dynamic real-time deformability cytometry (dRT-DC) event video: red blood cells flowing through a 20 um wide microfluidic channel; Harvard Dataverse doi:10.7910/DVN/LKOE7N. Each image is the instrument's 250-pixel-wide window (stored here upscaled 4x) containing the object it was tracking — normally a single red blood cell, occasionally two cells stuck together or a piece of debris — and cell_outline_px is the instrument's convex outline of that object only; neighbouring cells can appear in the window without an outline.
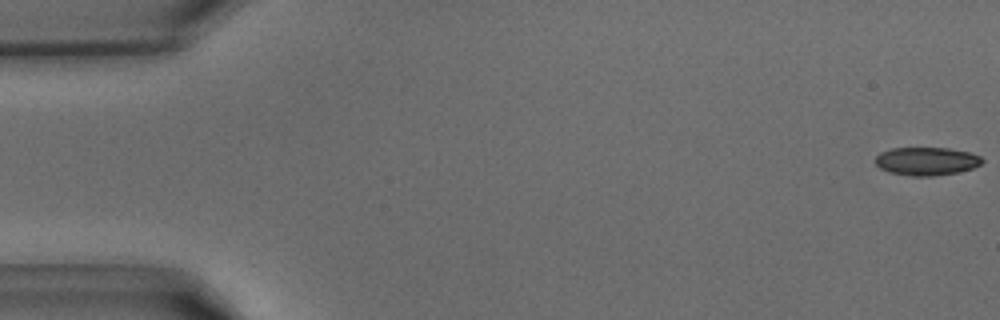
{"species": "common noctule bat (a hibernating species)", "species_latin": "Nyctalus noctula", "temperature_condition": "warm", "stored_images_in_passage": 36, "camera_frame_rate_fps": 3000, "um_per_image_px": 0.085, "animal": {"sex": "male", "body_mass_g": 15.6}, "frame": {"image": 1, "passage_image": 1, "time_ms": 0.0, "image_size_px": [1000, 320], "cell_outline_px": [[984, 160], [980, 164], [972, 168], [956, 172], [932, 176], [912, 176], [888, 172], [880, 168], [876, 164], [876, 156], [880, 152], [892, 148], [948, 148], [968, 152], [980, 156]], "centroid_in_image_um": [78.73, 13.7], "position_along_channel_um": 6.3, "area_um2": 17.4}}
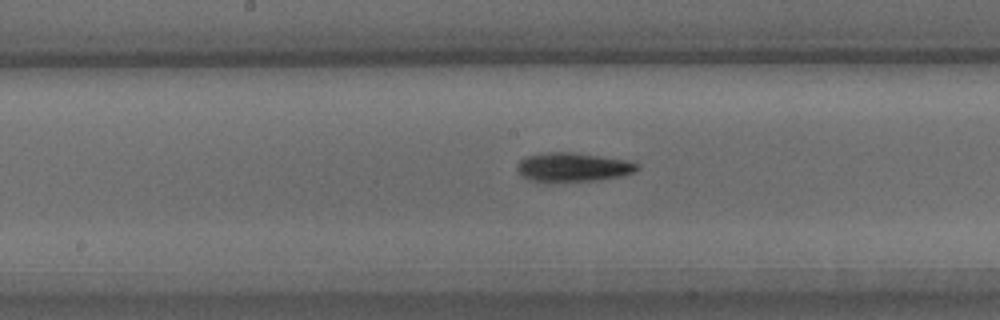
{"frame": {"image": 2, "passage_image": 21, "time_ms": 6.667, "image_size_px": [1000, 320], "cell_outline_px": [[640, 168], [624, 176], [600, 180], [532, 180], [524, 176], [516, 168], [516, 164], [524, 156], [548, 152], [572, 152], [628, 160], [640, 164]], "centroid_in_image_um": [48.76, 14.18], "position_along_channel_um": 199.4, "area_um2": 19.94}}
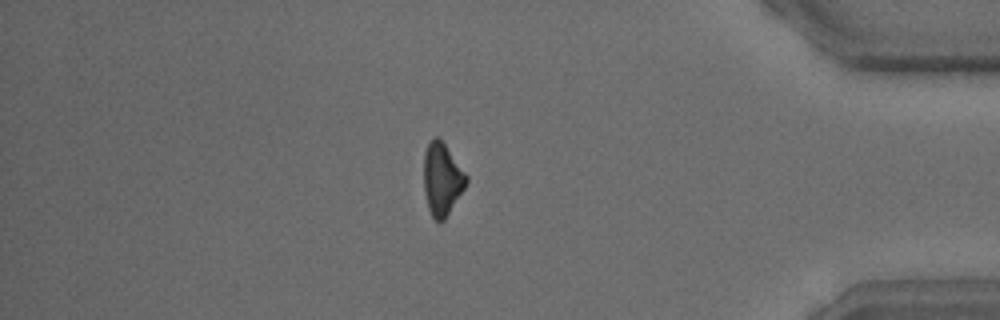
{"frame": {"image": 3, "passage_image": 35, "time_ms": 11.333, "image_size_px": [1000, 320], "cell_outline_px": [[468, 180], [464, 188], [444, 220], [436, 220], [432, 216], [428, 208], [424, 192], [424, 152], [432, 136], [436, 136], [444, 144], [468, 176]], "centroid_in_image_um": [37.56, 15.21], "position_along_channel_um": 397.6, "area_um2": 17.63}}